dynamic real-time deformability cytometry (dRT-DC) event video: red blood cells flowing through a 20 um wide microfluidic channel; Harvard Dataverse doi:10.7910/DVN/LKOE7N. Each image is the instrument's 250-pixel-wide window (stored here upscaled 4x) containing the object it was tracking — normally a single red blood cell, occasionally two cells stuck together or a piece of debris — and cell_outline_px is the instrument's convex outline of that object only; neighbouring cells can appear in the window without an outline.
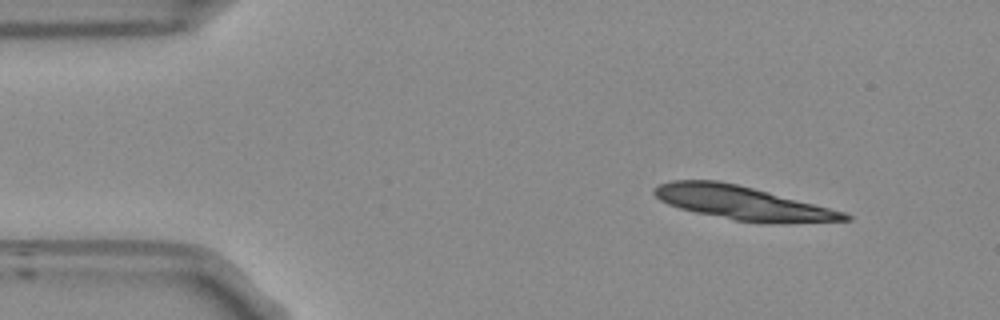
{"species": "Egyptian fruit bat (a non-hibernating species)", "species_latin": "Rousettus aegyptiacus", "temperature_condition": "room temperature", "stored_images_in_passage": 10, "camera_frame_rate_fps": 3000, "um_per_image_px": 0.085, "frame": {"image": 1, "passage_image": 1, "time_ms": 0.0, "image_size_px": [1000, 320], "cell_outline_px": [[852, 220], [736, 220], [696, 212], [680, 208], [668, 204], [660, 200], [652, 192], [660, 184], [672, 180], [720, 180], [768, 192], [844, 212], [852, 216]], "centroid_in_image_um": [62.93, 17.18], "position_along_channel_um": 22.1, "area_um2": 35.08}}